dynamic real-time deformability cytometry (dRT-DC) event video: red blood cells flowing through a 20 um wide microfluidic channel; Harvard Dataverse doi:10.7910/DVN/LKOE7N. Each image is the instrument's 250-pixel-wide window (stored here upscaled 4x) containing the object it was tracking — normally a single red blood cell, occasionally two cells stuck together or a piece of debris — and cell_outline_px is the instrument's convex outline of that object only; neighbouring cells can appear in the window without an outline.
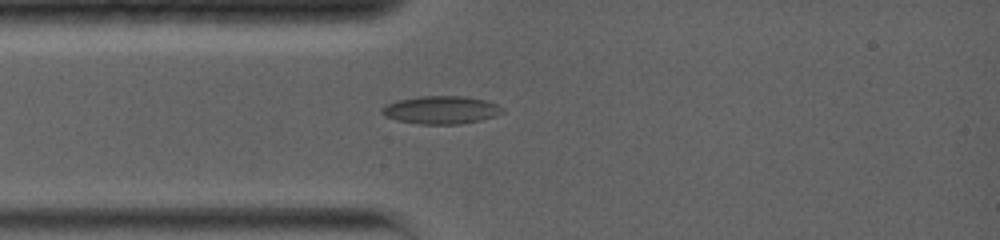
{"species": "common noctule bat (a hibernating species)", "species_latin": "Nyctalus noctula", "temperature_condition": "warm", "stored_images_in_passage": 34, "camera_frame_rate_fps": 5000, "um_per_image_px": 0.085, "animal": {"sex": "female", "body_mass_g": 19.0, "forearm_length_mm": 56.7}, "frame": {"image": 1, "passage_image": 6, "time_ms": 2.6, "image_size_px": [1000, 240], "cell_outline_px": [[504, 112], [496, 116], [480, 120], [460, 124], [420, 124], [396, 120], [384, 116], [380, 112], [380, 108], [384, 104], [396, 100], [420, 96], [464, 96], [484, 100], [496, 104], [504, 108]], "centroid_in_image_um": [37.45, 9.34], "position_along_channel_um": 47.6, "area_um2": 19.83}}
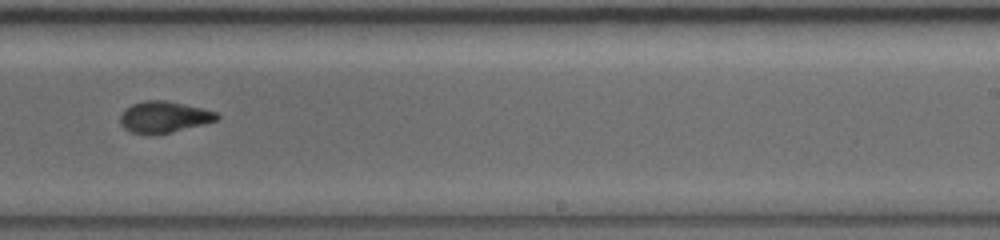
{"frame": {"image": 2, "passage_image": 18, "time_ms": 8.4, "image_size_px": [1000, 240], "cell_outline_px": [[220, 116], [216, 120], [152, 136], [132, 132], [124, 128], [120, 124], [120, 116], [124, 108], [132, 104], [144, 100], [164, 100], [200, 108], [216, 112]], "centroid_in_image_um": [13.84, 9.94], "position_along_channel_um": 275.2, "area_um2": 17.4}}
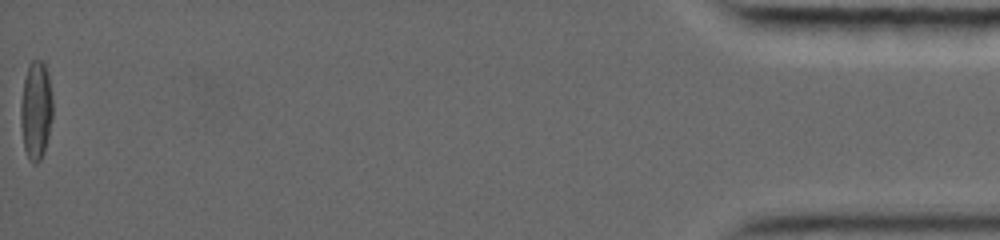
{"frame": {"image": 3, "passage_image": 34, "time_ms": 16.0, "image_size_px": [1000, 240], "cell_outline_px": [[52, 116], [48, 136], [44, 152], [40, 160], [36, 164], [32, 164], [24, 148], [20, 124], [20, 104], [24, 80], [28, 64], [32, 60], [44, 60], [48, 76], [52, 96]], "centroid_in_image_um": [3.05, 9.36], "position_along_channel_um": 432.2, "area_um2": 18.5}, "authors_computed_cell_mechanics": {"area_um2": 18.0625, "velocity_mm_per_s": 3.932, "shape_relaxation_time_tau1_ms": null, "shape_relaxation_time_tau2_ms": 1.3694, "deformation_change_tau1": null, "deformation_change_tau2": 0.0558}}